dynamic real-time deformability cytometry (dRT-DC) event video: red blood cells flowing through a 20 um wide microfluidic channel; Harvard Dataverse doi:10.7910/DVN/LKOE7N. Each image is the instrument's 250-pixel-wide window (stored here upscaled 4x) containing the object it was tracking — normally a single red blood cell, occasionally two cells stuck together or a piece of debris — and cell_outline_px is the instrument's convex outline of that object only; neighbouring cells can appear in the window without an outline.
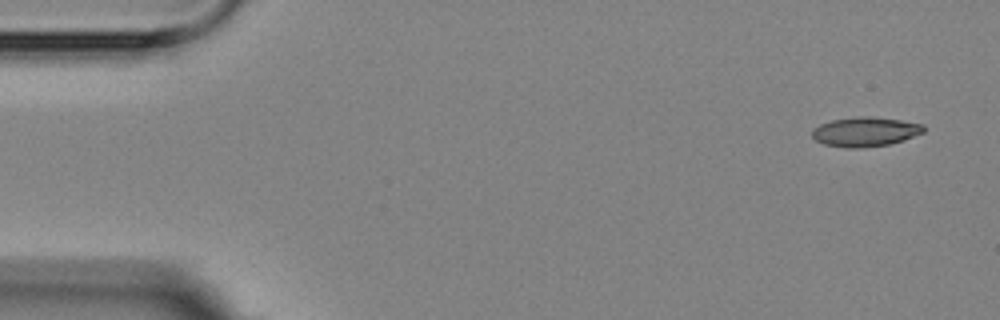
{"species": "Egyptian fruit bat (a non-hibernating species)", "species_latin": "Rousettus aegyptiacus", "temperature_condition": "room temperature", "stored_images_in_passage": 4, "camera_frame_rate_fps": 3000, "um_per_image_px": 0.085, "animal": {"sex": "female"}, "frame": {"image": 1, "passage_image": 1, "time_ms": 0.0, "image_size_px": [1000, 320], "cell_outline_px": [[924, 132], [904, 140], [888, 144], [864, 148], [848, 148], [824, 144], [816, 140], [812, 136], [812, 128], [820, 124], [832, 120], [860, 116], [872, 116], [900, 120], [924, 124]], "centroid_in_image_um": [73.54, 11.2], "position_along_channel_um": 11.5, "area_um2": 19.19}}
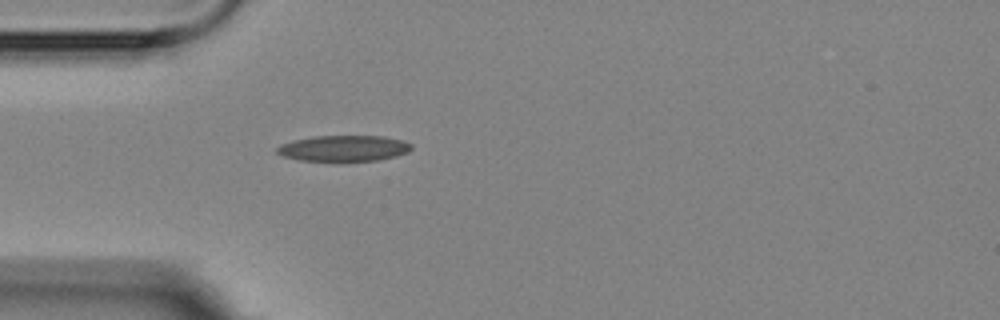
{"frame": {"image": 2, "passage_image": 4, "time_ms": 4.333, "image_size_px": [1000, 320], "cell_outline_px": [[412, 148], [408, 152], [396, 156], [380, 160], [340, 164], [336, 164], [300, 160], [284, 156], [276, 152], [276, 148], [280, 144], [292, 140], [312, 136], [384, 136], [400, 140], [412, 144]], "centroid_in_image_um": [29.19, 12.65], "position_along_channel_um": 55.8, "area_um2": 21.33}}